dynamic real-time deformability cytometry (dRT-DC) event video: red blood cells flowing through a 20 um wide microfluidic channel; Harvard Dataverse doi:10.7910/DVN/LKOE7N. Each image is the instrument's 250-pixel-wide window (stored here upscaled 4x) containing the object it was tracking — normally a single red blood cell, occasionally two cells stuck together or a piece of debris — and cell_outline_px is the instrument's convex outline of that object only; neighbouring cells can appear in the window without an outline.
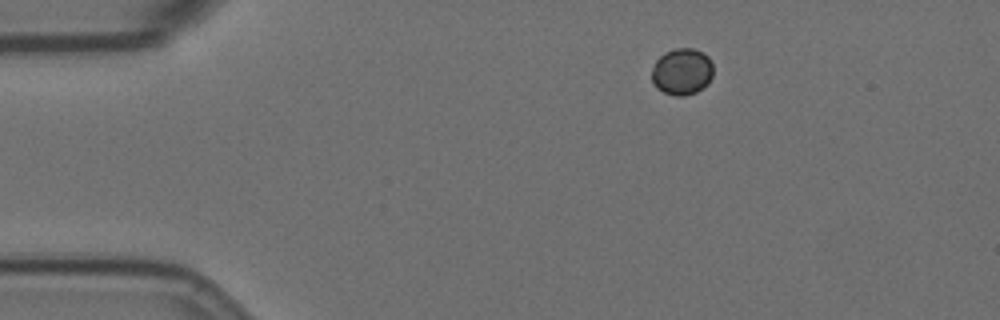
{"species": "Egyptian fruit bat (a non-hibernating species)", "species_latin": "Rousettus aegyptiacus", "temperature_condition": "room temperature", "stored_images_in_passage": 49, "camera_frame_rate_fps": 3000, "um_per_image_px": 0.085, "animal": {"sex": "female"}, "frame": {"image": 1, "passage_image": 1, "time_ms": 0.0, "image_size_px": [1000, 320], "cell_outline_px": [[712, 76], [708, 84], [696, 92], [684, 96], [676, 96], [664, 92], [656, 88], [652, 80], [652, 68], [656, 60], [664, 52], [676, 48], [692, 48], [704, 52], [708, 56], [712, 64]], "centroid_in_image_um": [57.97, 6.08], "position_along_channel_um": 27.0, "area_um2": 16.82}}
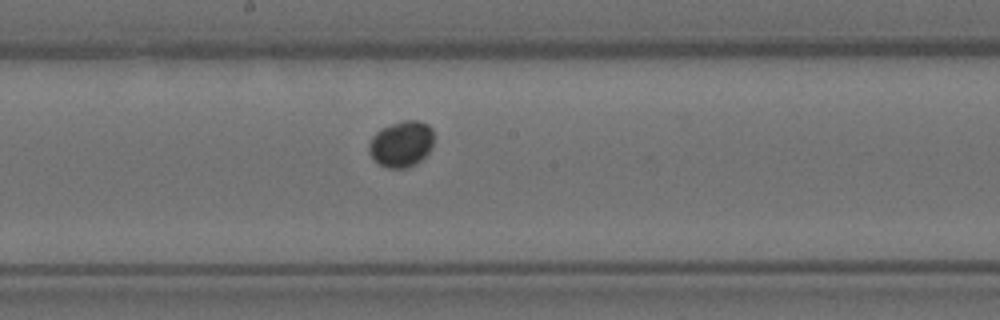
{"frame": {"image": 2, "passage_image": 22, "time_ms": 7.0, "image_size_px": [1000, 320], "cell_outline_px": [[432, 148], [416, 164], [408, 168], [388, 168], [372, 160], [368, 152], [368, 144], [372, 136], [380, 128], [404, 120], [420, 120], [428, 124], [432, 128]], "centroid_in_image_um": [34.09, 12.24], "position_along_channel_um": 214.1, "area_um2": 17.63}}
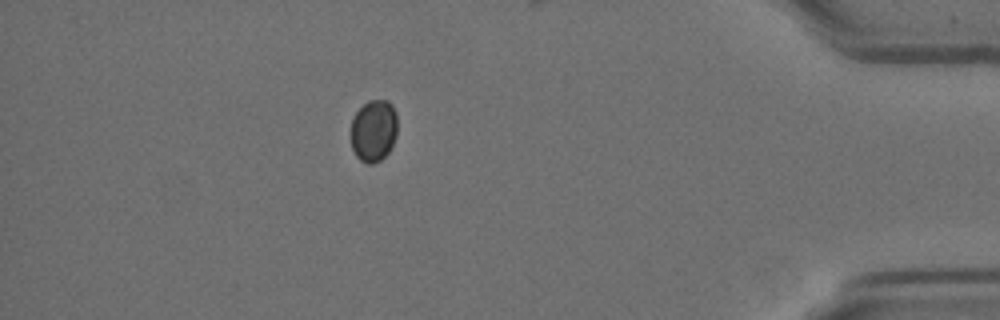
{"frame": {"image": 3, "passage_image": 42, "time_ms": 13.667, "image_size_px": [1000, 320], "cell_outline_px": [[396, 136], [388, 152], [380, 160], [372, 164], [368, 164], [360, 160], [356, 156], [352, 148], [352, 120], [356, 112], [368, 100], [388, 100], [392, 104], [396, 112]], "centroid_in_image_um": [31.77, 11.09], "position_along_channel_um": 403.4, "area_um2": 16.7}}